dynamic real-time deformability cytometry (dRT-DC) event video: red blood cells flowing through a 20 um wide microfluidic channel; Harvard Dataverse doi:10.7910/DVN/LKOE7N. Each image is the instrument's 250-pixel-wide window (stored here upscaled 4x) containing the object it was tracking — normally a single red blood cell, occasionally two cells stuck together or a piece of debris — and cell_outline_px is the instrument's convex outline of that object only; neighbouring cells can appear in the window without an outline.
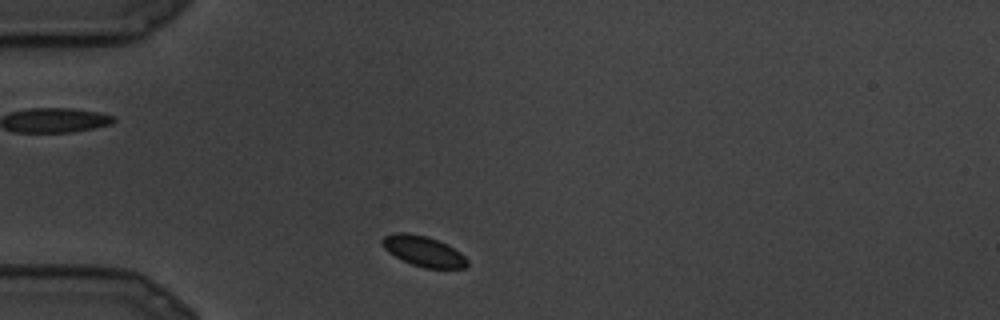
{"species": "common noctule bat (a hibernating species)", "species_latin": "Nyctalus noctula", "temperature_condition": "cold", "stored_images_in_passage": 7, "camera_frame_rate_fps": 3000, "um_per_image_px": 0.085, "animal": {"sex": "male", "body_mass_g": 19.5, "forearm_length_mm": 54.6}, "frame": {"image": 1, "passage_image": 1, "time_ms": 0.0, "image_size_px": [1000, 320], "cell_outline_px": [[468, 264], [464, 268], [424, 268], [412, 264], [388, 252], [380, 244], [380, 240], [384, 236], [392, 232], [408, 232], [428, 236], [448, 244], [460, 252], [468, 260]], "centroid_in_image_um": [35.97, 21.32], "position_along_channel_um": 49.0, "area_um2": 15.26}}
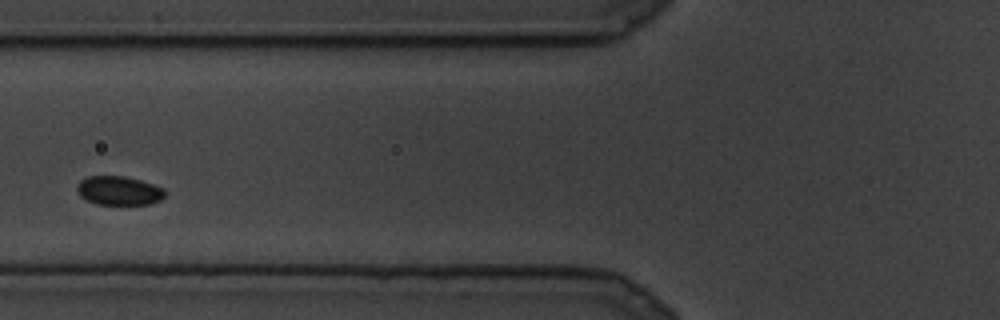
{"frame": {"image": 2, "passage_image": 4, "time_ms": 1.0, "image_size_px": [1000, 320], "cell_outline_px": [[164, 196], [160, 200], [148, 204], [96, 204], [80, 196], [76, 188], [80, 180], [88, 176], [124, 176], [140, 180], [164, 188]], "centroid_in_image_um": [10.09, 16.2], "position_along_channel_um": 115.7, "area_um2": 14.68}}
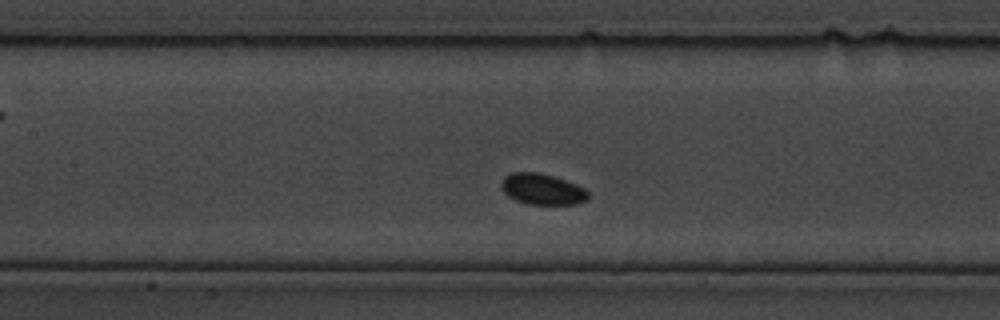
{"frame": {"image": 3, "passage_image": 6, "time_ms": 1.667, "image_size_px": [1000, 320], "cell_outline_px": [[588, 200], [576, 204], [528, 204], [516, 200], [508, 196], [504, 192], [500, 184], [504, 176], [512, 172], [536, 172], [552, 176], [576, 184], [584, 188], [588, 192]], "centroid_in_image_um": [46.08, 16.08], "position_along_channel_um": 161.3, "area_um2": 15.61}}